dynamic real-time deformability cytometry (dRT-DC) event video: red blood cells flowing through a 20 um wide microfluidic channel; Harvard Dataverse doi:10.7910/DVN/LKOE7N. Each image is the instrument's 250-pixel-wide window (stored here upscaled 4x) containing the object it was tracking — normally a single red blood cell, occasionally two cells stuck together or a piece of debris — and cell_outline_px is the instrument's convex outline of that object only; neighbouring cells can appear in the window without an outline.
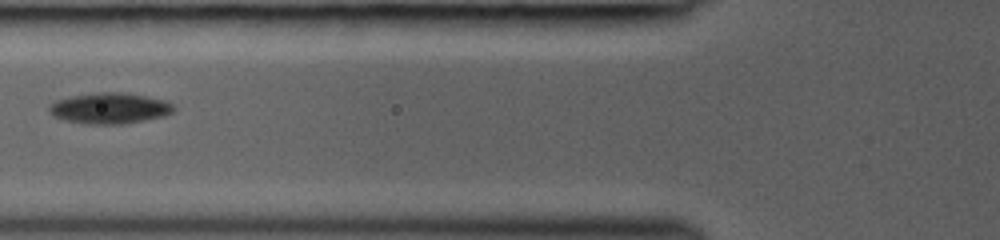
{"species": "common noctule bat (a hibernating species)", "species_latin": "Nyctalus noctula", "temperature_condition": "room temperature", "stored_images_in_passage": 16, "camera_frame_rate_fps": 3000, "um_per_image_px": 0.085, "animal": {"sex": "female", "body_mass_g": 19.0, "forearm_length_mm": 53.3}, "frame": {"image": 1, "passage_image": 9, "time_ms": 3.667, "image_size_px": [1000, 240], "cell_outline_px": [[172, 112], [164, 116], [144, 120], [120, 124], [84, 124], [64, 120], [52, 116], [48, 108], [56, 100], [72, 96], [96, 92], [120, 92], [144, 96], [164, 100], [172, 104]], "centroid_in_image_um": [9.27, 9.2], "position_along_channel_um": 116.5, "area_um2": 22.2}}
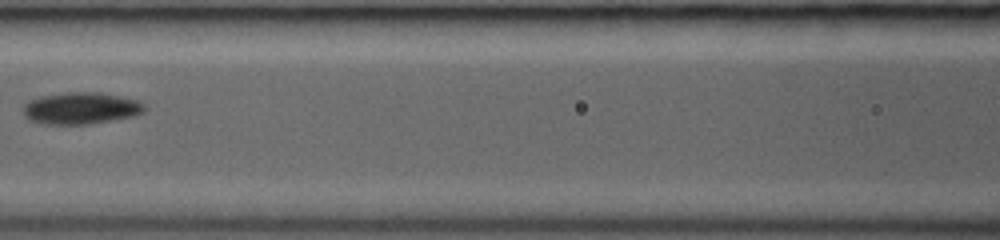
{"frame": {"image": 2, "passage_image": 11, "time_ms": 4.667, "image_size_px": [1000, 240], "cell_outline_px": [[148, 108], [136, 116], [88, 124], [44, 124], [28, 120], [24, 116], [24, 104], [28, 100], [40, 96], [64, 92], [100, 92], [140, 100]], "centroid_in_image_um": [6.89, 9.19], "position_along_channel_um": 159.7, "area_um2": 22.83}}
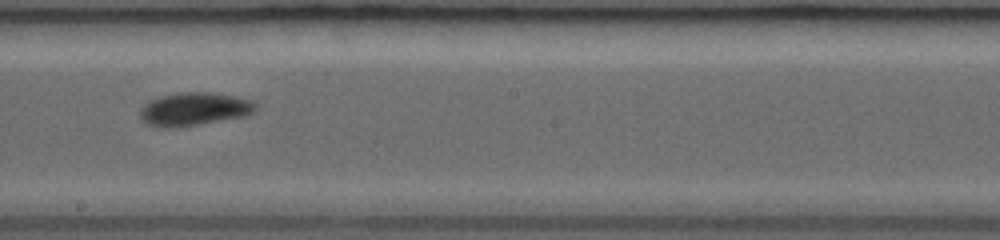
{"frame": {"image": 3, "passage_image": 15, "time_ms": 6.333, "image_size_px": [1000, 240], "cell_outline_px": [[256, 108], [252, 112], [244, 116], [200, 124], [168, 128], [160, 128], [148, 124], [140, 116], [140, 108], [144, 104], [160, 96], [180, 92], [212, 92], [236, 96], [252, 100], [256, 104]], "centroid_in_image_um": [16.5, 9.26], "position_along_channel_um": 231.7, "area_um2": 22.25}}